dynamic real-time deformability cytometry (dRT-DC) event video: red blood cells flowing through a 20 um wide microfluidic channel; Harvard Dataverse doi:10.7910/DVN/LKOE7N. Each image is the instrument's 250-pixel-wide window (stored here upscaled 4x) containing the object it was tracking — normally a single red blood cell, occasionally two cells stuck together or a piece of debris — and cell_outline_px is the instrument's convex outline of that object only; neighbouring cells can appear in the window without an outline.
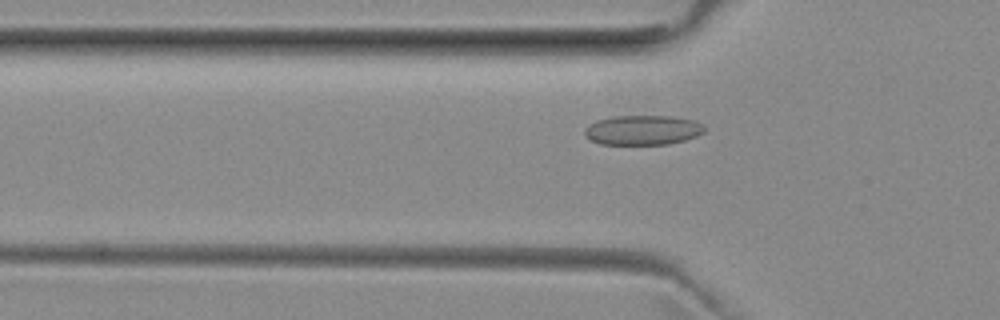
{"species": "common noctule bat (a hibernating species)", "species_latin": "Nyctalus noctula", "temperature_condition": "room temperature", "stored_images_in_passage": 52, "camera_frame_rate_fps": 3000, "um_per_image_px": 0.085, "animal": {"sex": "female", "body_mass_g": 29.2, "forearm_length_mm": 56.3}, "frame": {"image": 1, "passage_image": 17, "time_ms": 5.333, "image_size_px": [1000, 320], "cell_outline_px": [[704, 132], [696, 136], [684, 140], [668, 144], [600, 144], [584, 136], [584, 128], [588, 124], [596, 120], [612, 116], [672, 116], [696, 120], [704, 124]], "centroid_in_image_um": [54.62, 11.04], "position_along_channel_um": 71.2, "area_um2": 20.92}}
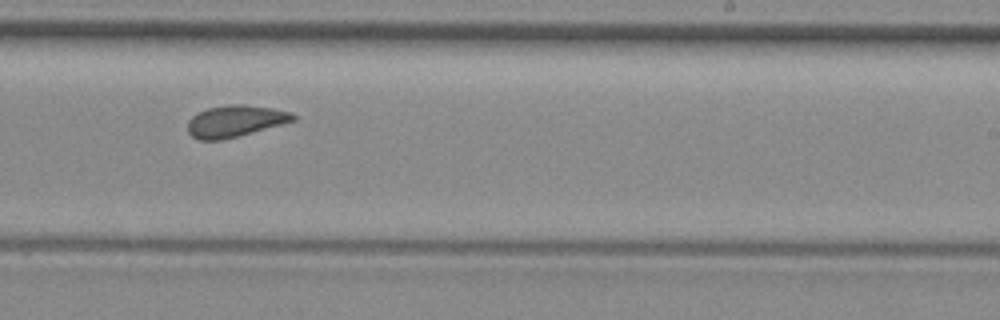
{"frame": {"image": 2, "passage_image": 32, "time_ms": 10.333, "image_size_px": [1000, 320], "cell_outline_px": [[296, 120], [240, 136], [220, 140], [200, 140], [192, 136], [188, 132], [188, 120], [196, 112], [208, 108], [228, 104], [244, 104], [272, 108], [292, 112], [296, 116]], "centroid_in_image_um": [19.99, 10.29], "position_along_channel_um": 269.0, "area_um2": 19.59}}
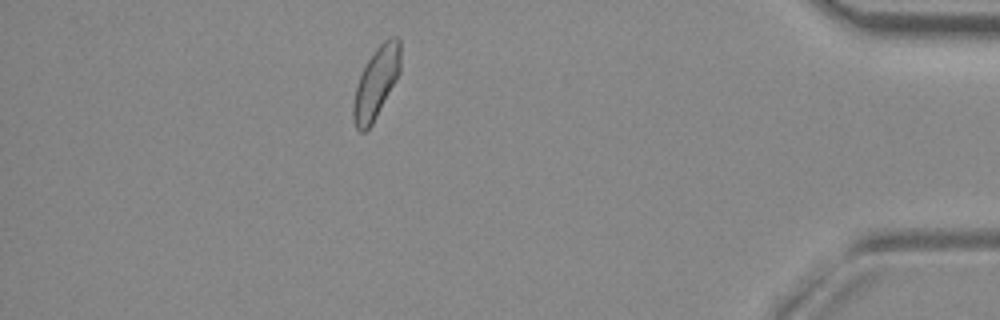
{"frame": {"image": 3, "passage_image": 46, "time_ms": 15.0, "image_size_px": [1000, 320], "cell_outline_px": [[400, 72], [396, 80], [372, 124], [364, 132], [360, 132], [356, 128], [352, 116], [352, 104], [356, 88], [360, 76], [372, 52], [388, 36], [396, 36], [400, 40]], "centroid_in_image_um": [31.97, 7.01], "position_along_channel_um": 403.2, "area_um2": 19.42}, "authors_computed_cell_mechanics": {"area_um2": 19.8832, "velocity_mm_per_s": 3.9505, "shape_relaxation_time_tau1_ms": null, "shape_relaxation_time_tau2_ms": 1.4824, "deformation_change_tau1": null, "deformation_change_tau2": 0.0826}}